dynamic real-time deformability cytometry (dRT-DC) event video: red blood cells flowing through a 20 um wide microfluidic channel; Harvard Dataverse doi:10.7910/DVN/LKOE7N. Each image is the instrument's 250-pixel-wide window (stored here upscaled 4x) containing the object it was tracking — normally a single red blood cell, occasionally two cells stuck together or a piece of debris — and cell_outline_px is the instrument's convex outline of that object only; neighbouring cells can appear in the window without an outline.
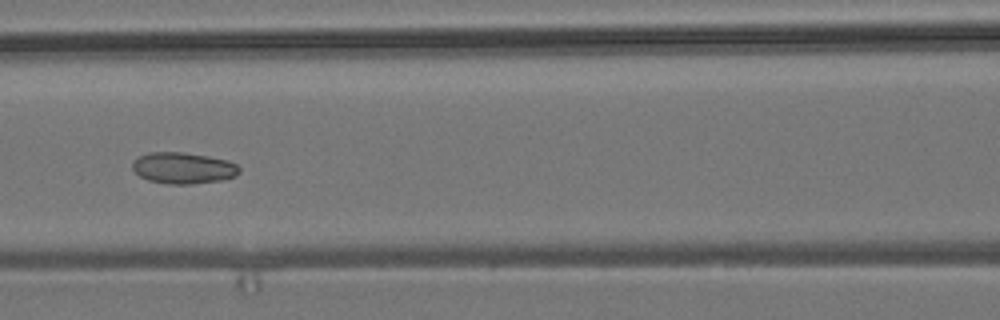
{"species": "common noctule bat (a hibernating species)", "species_latin": "Nyctalus noctula", "temperature_condition": "room temperature", "stored_images_in_passage": 10, "camera_frame_rate_fps": 3000, "um_per_image_px": 0.085, "animal": {"sex": "male", "body_mass_g": 19.2, "forearm_length_mm": 51.8}, "frame": {"image": 1, "passage_image": 7, "time_ms": 2.0, "image_size_px": [1000, 320], "cell_outline_px": [[240, 172], [236, 176], [220, 180], [192, 184], [168, 184], [148, 180], [140, 176], [132, 168], [132, 164], [140, 156], [148, 152], [184, 152], [208, 156], [228, 160], [236, 164], [240, 168]], "centroid_in_image_um": [15.6, 14.28], "position_along_channel_um": 151.0, "area_um2": 19.48}}
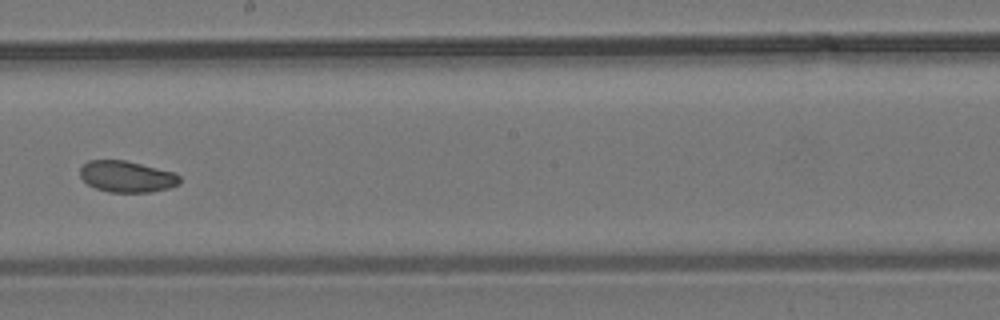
{"frame": {"image": 2, "passage_image": 9, "time_ms": 2.667, "image_size_px": [1000, 320], "cell_outline_px": [[180, 184], [168, 188], [152, 192], [108, 192], [96, 188], [88, 184], [80, 176], [80, 168], [88, 160], [124, 160], [172, 172], [180, 176]], "centroid_in_image_um": [10.76, 15.01], "position_along_channel_um": 237.4, "area_um2": 18.03}}
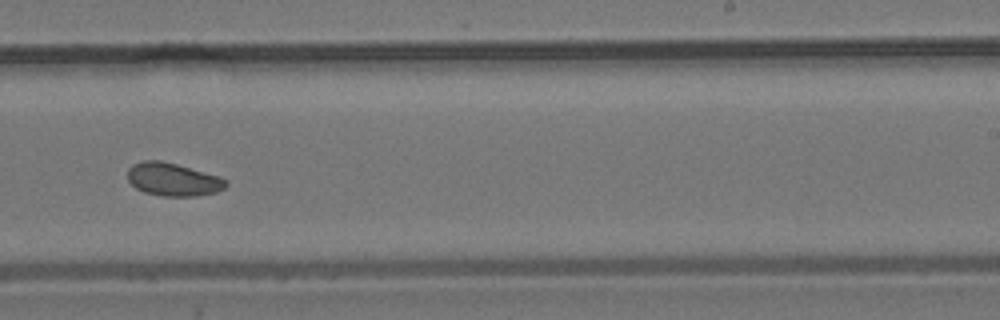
{"frame": {"image": 3, "passage_image": 10, "time_ms": 3.0, "image_size_px": [1000, 320], "cell_outline_px": [[228, 184], [224, 188], [216, 192], [196, 196], [164, 196], [144, 192], [136, 188], [128, 180], [128, 168], [132, 164], [140, 160], [160, 160], [176, 164], [220, 176], [228, 180]], "centroid_in_image_um": [14.71, 15.24], "position_along_channel_um": 274.3, "area_um2": 19.02}}